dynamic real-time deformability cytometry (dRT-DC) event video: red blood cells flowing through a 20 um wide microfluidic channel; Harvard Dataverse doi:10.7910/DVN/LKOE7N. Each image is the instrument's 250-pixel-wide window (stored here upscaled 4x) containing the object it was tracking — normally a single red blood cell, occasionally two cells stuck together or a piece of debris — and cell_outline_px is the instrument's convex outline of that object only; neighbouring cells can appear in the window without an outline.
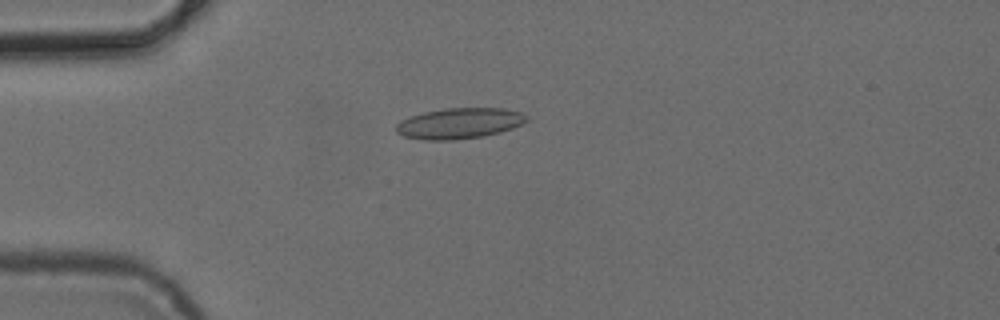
{"species": "common noctule bat (a hibernating species)", "species_latin": "Nyctalus noctula", "temperature_condition": "cold", "stored_images_in_passage": 7, "camera_frame_rate_fps": 3000, "um_per_image_px": 0.085, "animal": {"sex": "female", "body_mass_g": 24.6, "forearm_length_mm": 56.2}, "frame": {"image": 1, "passage_image": 4, "time_ms": 3.667, "image_size_px": [1000, 320], "cell_outline_px": [[528, 120], [524, 124], [500, 132], [484, 136], [452, 140], [424, 140], [404, 136], [396, 132], [396, 124], [400, 120], [424, 112], [448, 108], [504, 108], [520, 112], [528, 116]], "centroid_in_image_um": [39.07, 10.48], "position_along_channel_um": 45.9, "area_um2": 23.41}}
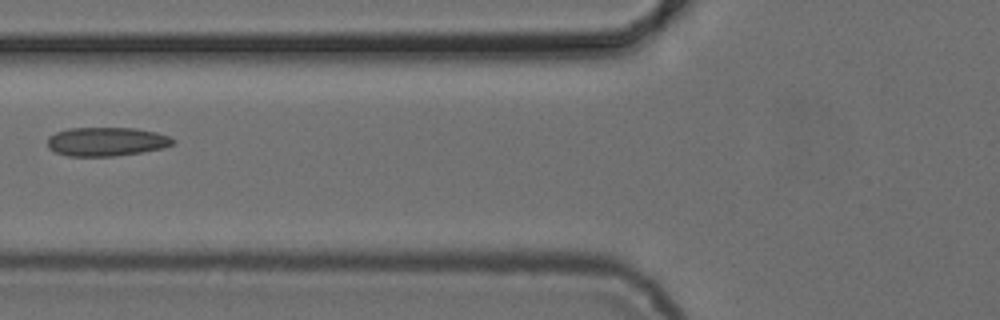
{"frame": {"image": 2, "passage_image": 6, "time_ms": 6.0, "image_size_px": [1000, 320], "cell_outline_px": [[176, 144], [164, 148], [116, 156], [68, 156], [56, 152], [48, 148], [48, 136], [56, 132], [68, 128], [136, 128], [156, 132], [168, 136], [176, 140]], "centroid_in_image_um": [9.07, 12.03], "position_along_channel_um": 116.7, "area_um2": 21.21}}
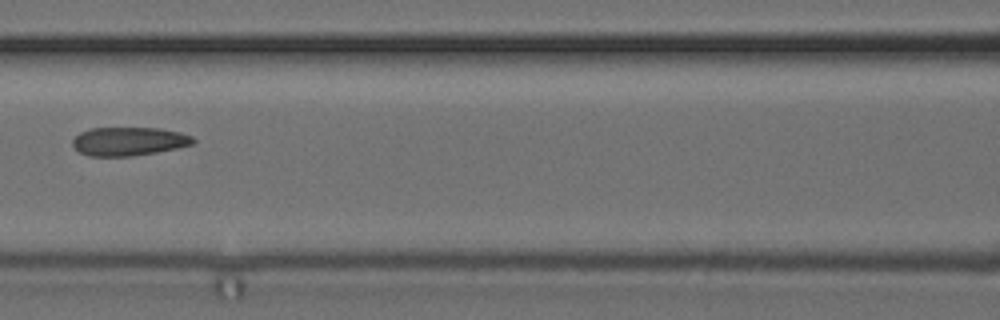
{"frame": {"image": 3, "passage_image": 7, "time_ms": 7.0, "image_size_px": [1000, 320], "cell_outline_px": [[196, 140], [192, 144], [176, 148], [156, 152], [132, 156], [88, 156], [80, 152], [72, 144], [72, 140], [80, 132], [88, 128], [160, 128], [180, 132], [192, 136]], "centroid_in_image_um": [10.94, 12.01], "position_along_channel_um": 155.7, "area_um2": 20.06}}